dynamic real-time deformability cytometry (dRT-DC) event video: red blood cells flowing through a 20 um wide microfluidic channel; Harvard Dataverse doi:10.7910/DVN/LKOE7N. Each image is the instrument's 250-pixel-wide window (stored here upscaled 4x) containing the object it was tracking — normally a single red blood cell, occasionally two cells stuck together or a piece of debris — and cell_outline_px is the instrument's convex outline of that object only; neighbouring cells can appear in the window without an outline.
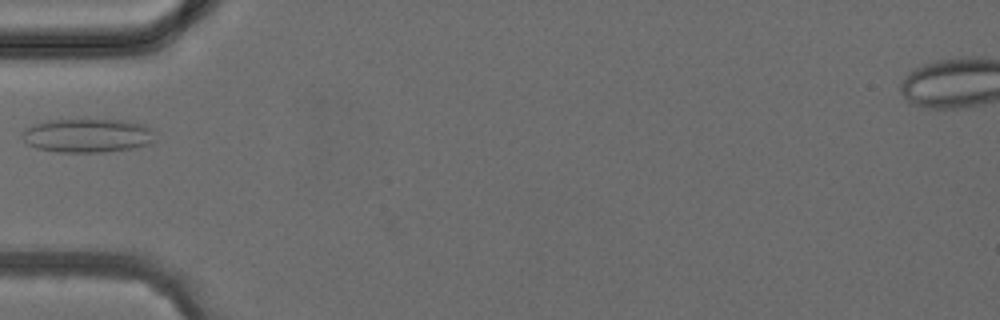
{"species": "common noctule bat (a hibernating species)", "species_latin": "Nyctalus noctula", "temperature_condition": "cold", "stored_images_in_passage": 2, "camera_frame_rate_fps": 3000, "um_per_image_px": 0.085, "animal": {"sex": "female", "body_mass_g": 24.6, "forearm_length_mm": 56.2}, "frame": {"image": 1, "passage_image": 2, "time_ms": 2.0, "image_size_px": [1000, 320], "cell_outline_px": [[156, 140], [152, 144], [132, 148], [104, 152], [56, 152], [36, 148], [28, 144], [20, 136], [24, 128], [32, 124], [48, 120], [124, 120], [144, 124], [152, 128]], "centroid_in_image_um": [7.45, 11.52], "position_along_channel_um": 77.6, "area_um2": 26.59}}